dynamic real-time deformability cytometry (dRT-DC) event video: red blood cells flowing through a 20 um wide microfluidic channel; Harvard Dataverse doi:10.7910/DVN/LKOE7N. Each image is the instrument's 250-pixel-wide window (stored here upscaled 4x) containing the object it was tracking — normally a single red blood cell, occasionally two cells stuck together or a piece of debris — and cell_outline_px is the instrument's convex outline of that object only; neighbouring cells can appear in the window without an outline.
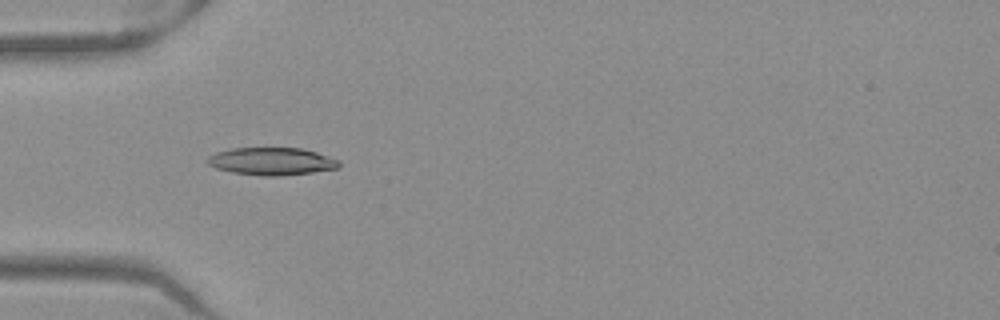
{"species": "Egyptian fruit bat (a non-hibernating species)", "species_latin": "Rousettus aegyptiacus", "temperature_condition": "warm", "stored_images_in_passage": 51, "camera_frame_rate_fps": 3000, "um_per_image_px": 0.085, "frame": {"image": 1, "passage_image": 16, "time_ms": 5.0, "image_size_px": [1000, 320], "cell_outline_px": [[340, 164], [336, 168], [312, 172], [280, 176], [260, 176], [232, 172], [216, 168], [208, 164], [204, 160], [208, 156], [216, 152], [232, 148], [300, 148], [316, 152], [340, 160]], "centroid_in_image_um": [23.05, 13.71], "position_along_channel_um": 62.0, "area_um2": 21.15}}
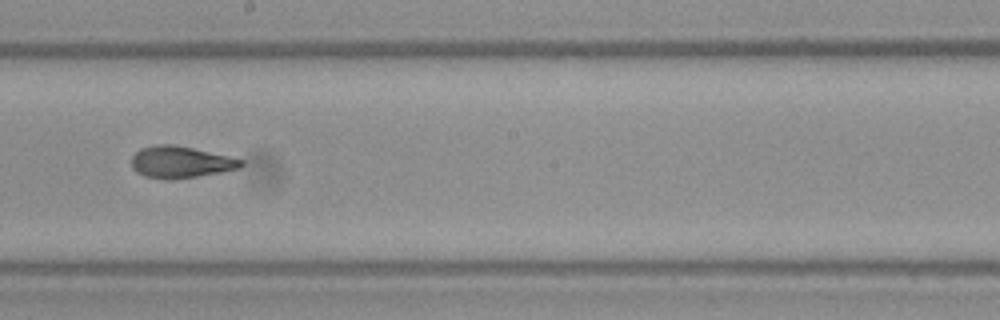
{"frame": {"image": 2, "passage_image": 29, "time_ms": 9.333, "image_size_px": [1000, 320], "cell_outline_px": [[244, 164], [240, 168], [220, 172], [196, 176], [168, 180], [164, 180], [144, 176], [136, 172], [132, 168], [132, 156], [140, 148], [156, 144], [172, 144], [192, 148], [228, 156], [244, 160]], "centroid_in_image_um": [15.32, 13.78], "position_along_channel_um": 232.9, "area_um2": 20.23}}
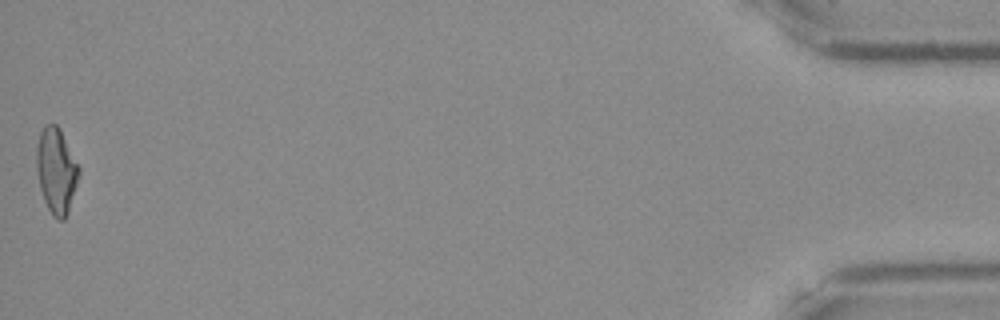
{"frame": {"image": 3, "passage_image": 51, "time_ms": 16.667, "image_size_px": [1000, 320], "cell_outline_px": [[80, 172], [68, 212], [64, 220], [56, 220], [52, 216], [44, 200], [40, 188], [36, 168], [36, 148], [40, 132], [44, 124], [56, 124], [60, 128], [80, 168]], "centroid_in_image_um": [4.77, 14.5], "position_along_channel_um": 430.4, "area_um2": 21.15}, "authors_computed_cell_mechanics": {"area_um2": 20.4612, "velocity_mm_per_s": 3.9896, "shape_relaxation_time_tau1_ms": 4.9216, "shape_relaxation_time_tau2_ms": 1.5381, "deformation_change_tau1": 0.1659, "deformation_change_tau2": 0.0776}}